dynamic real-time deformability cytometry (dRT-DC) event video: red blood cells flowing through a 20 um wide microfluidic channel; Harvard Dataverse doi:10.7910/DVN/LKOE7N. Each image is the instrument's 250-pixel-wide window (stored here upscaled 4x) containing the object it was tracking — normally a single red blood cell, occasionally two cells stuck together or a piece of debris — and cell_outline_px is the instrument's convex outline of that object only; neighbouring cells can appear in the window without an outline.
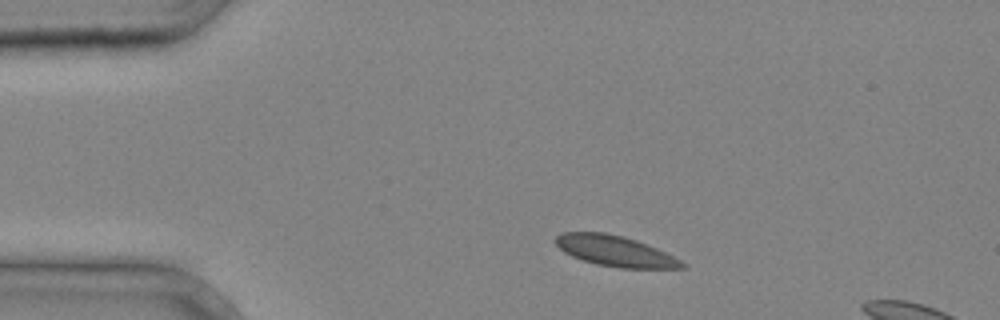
{"species": "common noctule bat (a hibernating species)", "species_latin": "Nyctalus noctula", "temperature_condition": "cold", "stored_images_in_passage": 3, "camera_frame_rate_fps": 3000, "um_per_image_px": 0.085, "animal": {"sex": "male", "body_mass_g": 20.4}, "frame": {"image": 1, "passage_image": 1, "time_ms": 0.0, "image_size_px": [1000, 320], "cell_outline_px": [[684, 268], [620, 268], [596, 264], [572, 256], [564, 252], [556, 244], [556, 236], [564, 232], [604, 232], [624, 236], [636, 240], [656, 248], [680, 260], [684, 264]], "centroid_in_image_um": [52.26, 21.33], "position_along_channel_um": 32.7, "area_um2": 22.25}}